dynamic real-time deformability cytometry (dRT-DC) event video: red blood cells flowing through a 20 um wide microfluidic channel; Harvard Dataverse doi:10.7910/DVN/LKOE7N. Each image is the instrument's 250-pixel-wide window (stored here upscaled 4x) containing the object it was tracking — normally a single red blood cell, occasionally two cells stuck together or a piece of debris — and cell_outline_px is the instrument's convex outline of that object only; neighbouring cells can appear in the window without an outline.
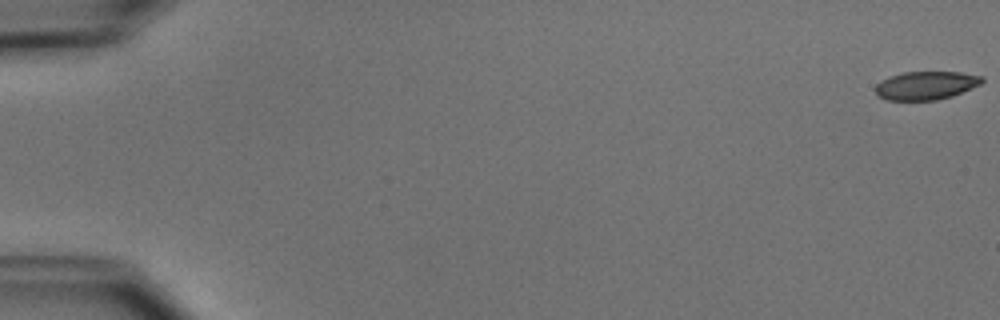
{"species": "common noctule bat (a hibernating species)", "species_latin": "Nyctalus noctula", "temperature_condition": "cold", "stored_images_in_passage": 8, "camera_frame_rate_fps": 3000, "um_per_image_px": 0.085, "animal": {"sex": "male", "body_mass_g": 15.6}, "frame": {"image": 1, "passage_image": 1, "time_ms": 0.0, "image_size_px": [1000, 320], "cell_outline_px": [[984, 80], [980, 84], [952, 96], [936, 100], [888, 100], [876, 96], [876, 84], [888, 76], [900, 72], [960, 72], [984, 76]], "centroid_in_image_um": [78.68, 7.26], "position_along_channel_um": 6.3, "area_um2": 17.69}}